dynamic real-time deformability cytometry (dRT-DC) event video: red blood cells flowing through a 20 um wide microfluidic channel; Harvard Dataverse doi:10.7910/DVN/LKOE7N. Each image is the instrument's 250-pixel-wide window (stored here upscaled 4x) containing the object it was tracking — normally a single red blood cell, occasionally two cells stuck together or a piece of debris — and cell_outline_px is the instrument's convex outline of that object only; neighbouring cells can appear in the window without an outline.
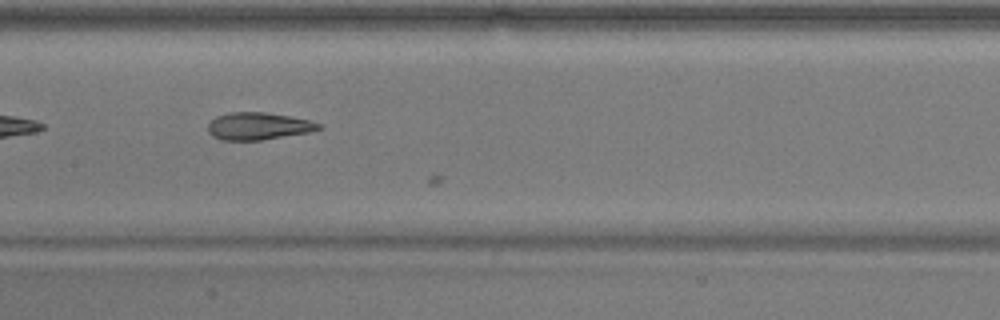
{"species": "common noctule bat (a hibernating species)", "species_latin": "Nyctalus noctula", "temperature_condition": "warm", "stored_images_in_passage": 15, "camera_frame_rate_fps": 3000, "um_per_image_px": 0.085, "animal": {"sex": "male", "body_mass_g": 17.9}, "frame": {"image": 1, "passage_image": 14, "time_ms": 4.333, "image_size_px": [1000, 320], "cell_outline_px": [[324, 124], [320, 128], [308, 132], [260, 140], [224, 140], [212, 136], [208, 132], [208, 124], [216, 116], [228, 112], [264, 112], [288, 116], [308, 120]], "centroid_in_image_um": [21.92, 10.71], "position_along_channel_um": 185.5, "area_um2": 17.46}}